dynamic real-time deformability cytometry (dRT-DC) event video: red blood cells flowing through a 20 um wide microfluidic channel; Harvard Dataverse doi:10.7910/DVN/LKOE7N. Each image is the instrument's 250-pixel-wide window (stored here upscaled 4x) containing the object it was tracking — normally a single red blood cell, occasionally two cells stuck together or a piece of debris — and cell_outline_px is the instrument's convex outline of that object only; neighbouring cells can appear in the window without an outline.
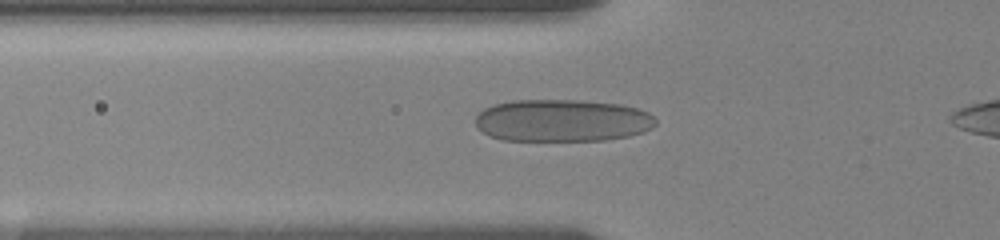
{"species": "human", "species_latin": "Homo sapiens", "temperature_condition": "room temperature", "stored_images_in_passage": 45, "camera_frame_rate_fps": 3000, "um_per_image_px": 0.085, "donor": {"sex": "female"}, "frame": {"image": 1, "passage_image": 13, "time_ms": 4.0, "image_size_px": [1000, 240], "cell_outline_px": [[656, 124], [652, 128], [644, 132], [628, 136], [604, 140], [504, 140], [488, 136], [476, 128], [476, 116], [484, 108], [492, 104], [512, 100], [580, 100], [620, 104], [636, 108], [648, 112], [656, 120]], "centroid_in_image_um": [47.76, 10.24], "position_along_channel_um": 78.0, "area_um2": 44.68}}
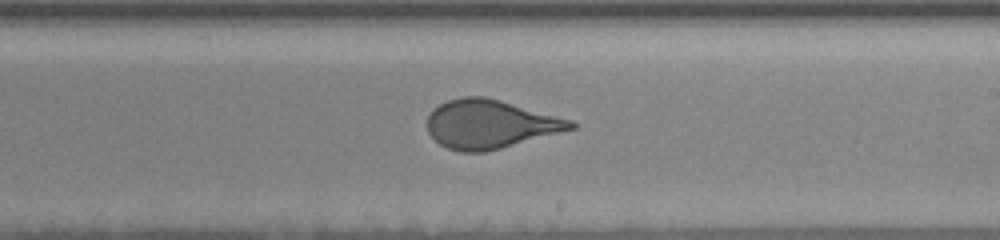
{"frame": {"image": 2, "passage_image": 27, "time_ms": 8.667, "image_size_px": [1000, 240], "cell_outline_px": [[576, 128], [500, 148], [484, 152], [460, 152], [448, 148], [440, 144], [428, 132], [428, 116], [432, 108], [448, 100], [464, 96], [484, 96], [500, 100], [572, 120], [576, 124]], "centroid_in_image_um": [41.63, 10.54], "position_along_channel_um": 247.4, "area_um2": 40.34}}
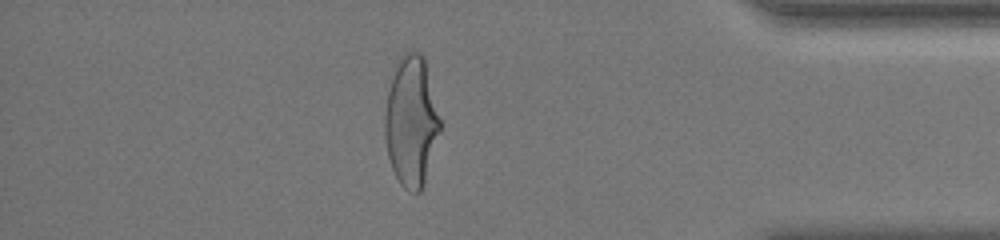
{"frame": {"image": 3, "passage_image": 43, "time_ms": 13.667, "image_size_px": [1000, 240], "cell_outline_px": [[440, 128], [424, 184], [420, 192], [408, 192], [400, 184], [392, 168], [388, 156], [384, 136], [384, 116], [392, 68], [396, 60], [404, 52], [420, 52], [424, 56], [440, 120]], "centroid_in_image_um": [34.92, 10.28], "position_along_channel_um": 400.3, "area_um2": 41.91}}